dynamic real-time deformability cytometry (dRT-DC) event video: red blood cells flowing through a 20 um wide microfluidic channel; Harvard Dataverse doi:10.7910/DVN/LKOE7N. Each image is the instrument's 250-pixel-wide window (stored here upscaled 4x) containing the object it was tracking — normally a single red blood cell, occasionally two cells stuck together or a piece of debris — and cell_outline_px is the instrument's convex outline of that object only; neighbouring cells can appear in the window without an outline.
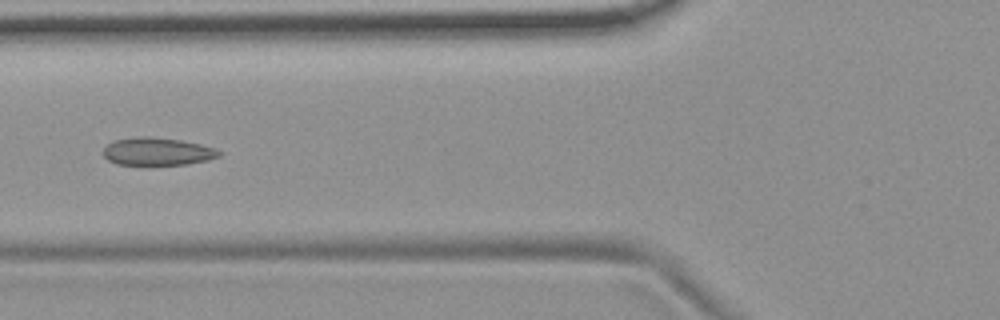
{"species": "common noctule bat (a hibernating species)", "species_latin": "Nyctalus noctula", "temperature_condition": "room temperature", "stored_images_in_passage": 8, "camera_frame_rate_fps": 3000, "um_per_image_px": 0.085, "animal": {"sex": "female", "body_mass_g": 19.9}, "frame": {"image": 1, "passage_image": 3, "time_ms": 2.333, "image_size_px": [1000, 320], "cell_outline_px": [[224, 152], [220, 156], [208, 160], [188, 164], [116, 164], [108, 160], [104, 156], [104, 148], [112, 140], [140, 136], [152, 136], [180, 140], [200, 144], [216, 148]], "centroid_in_image_um": [13.41, 12.86], "position_along_channel_um": 112.4, "area_um2": 18.79}}
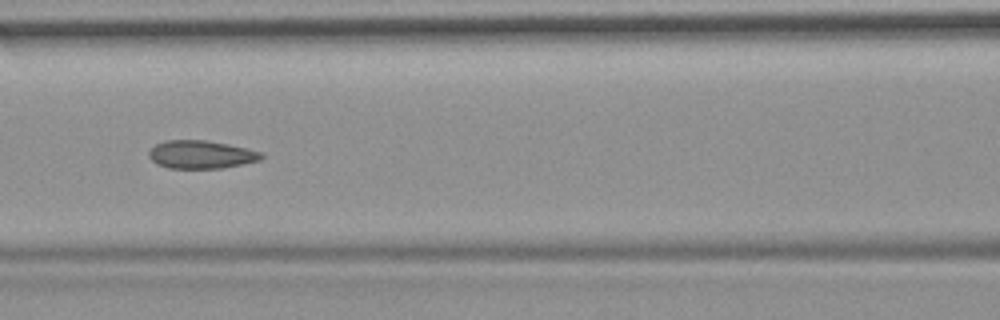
{"frame": {"image": 2, "passage_image": 4, "time_ms": 3.333, "image_size_px": [1000, 320], "cell_outline_px": [[264, 156], [260, 160], [224, 168], [168, 168], [156, 164], [148, 156], [148, 152], [156, 144], [164, 140], [204, 140], [228, 144], [248, 148], [264, 152]], "centroid_in_image_um": [17.11, 13.13], "position_along_channel_um": 149.5, "area_um2": 18.55}}
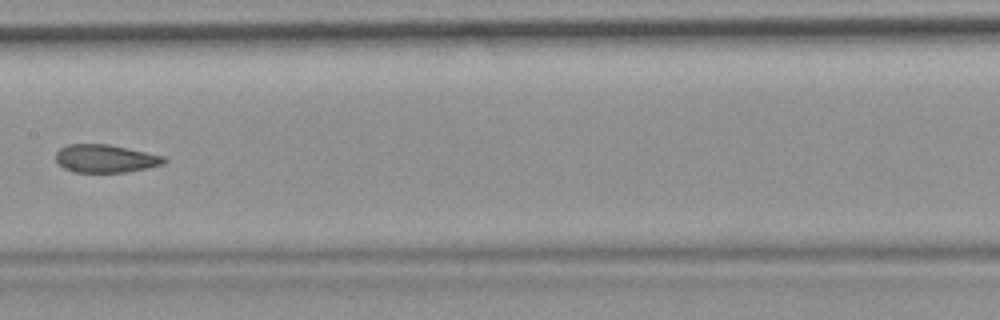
{"frame": {"image": 3, "passage_image": 5, "time_ms": 4.667, "image_size_px": [1000, 320], "cell_outline_px": [[168, 160], [164, 164], [148, 168], [124, 172], [72, 172], [64, 168], [56, 160], [56, 152], [60, 148], [68, 144], [108, 144], [164, 156]], "centroid_in_image_um": [8.97, 13.48], "position_along_channel_um": 198.4, "area_um2": 17.63}}